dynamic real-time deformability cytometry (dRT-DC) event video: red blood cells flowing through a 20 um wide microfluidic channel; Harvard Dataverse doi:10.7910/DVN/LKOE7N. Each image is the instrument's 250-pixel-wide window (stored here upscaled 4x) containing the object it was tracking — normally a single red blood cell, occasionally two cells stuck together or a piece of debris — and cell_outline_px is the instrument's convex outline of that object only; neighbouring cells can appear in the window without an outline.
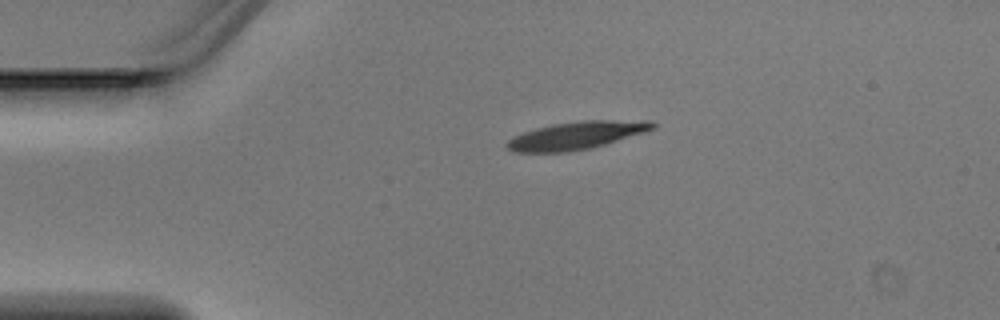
{"species": "Egyptian fruit bat (a non-hibernating species)", "species_latin": "Rousettus aegyptiacus", "temperature_condition": "warm", "stored_images_in_passage": 2, "camera_frame_rate_fps": 3000, "um_per_image_px": 0.085, "animal": {"sex": "male"}, "frame": {"image": 1, "passage_image": 1, "time_ms": 0.0, "image_size_px": [1000, 320], "cell_outline_px": [[656, 128], [644, 132], [604, 144], [588, 148], [568, 152], [516, 152], [508, 148], [504, 144], [508, 140], [524, 132], [536, 128], [552, 124], [580, 120], [652, 120], [656, 124]], "centroid_in_image_um": [49.03, 11.49], "position_along_channel_um": 36.0, "area_um2": 23.41}}